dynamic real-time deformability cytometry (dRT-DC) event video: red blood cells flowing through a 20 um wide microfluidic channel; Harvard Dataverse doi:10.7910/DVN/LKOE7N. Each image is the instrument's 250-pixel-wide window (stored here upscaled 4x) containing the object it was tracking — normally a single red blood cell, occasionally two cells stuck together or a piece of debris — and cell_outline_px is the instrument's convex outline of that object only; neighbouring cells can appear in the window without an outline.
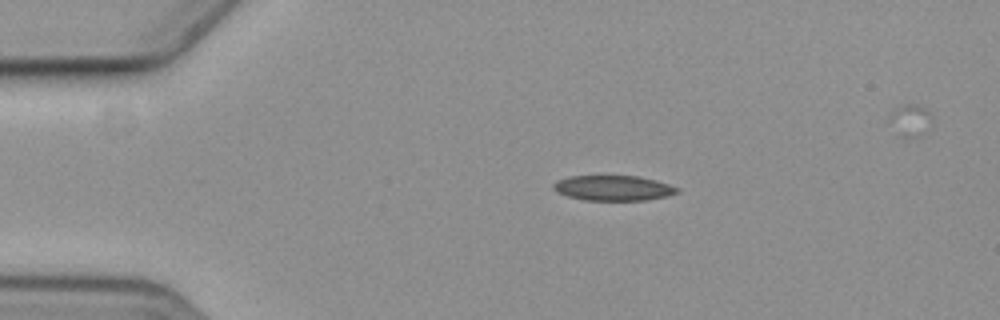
{"species": "common noctule bat (a hibernating species)", "species_latin": "Nyctalus noctula", "temperature_condition": "cold", "stored_images_in_passage": 6, "camera_frame_rate_fps": 3000, "um_per_image_px": 0.085, "animal": {"sex": "female", "body_mass_g": 19.3, "forearm_length_mm": 54.1}, "frame": {"image": 1, "passage_image": 1, "time_ms": 0.0, "image_size_px": [1000, 320], "cell_outline_px": [[680, 192], [664, 196], [644, 200], [584, 200], [568, 196], [556, 192], [552, 188], [552, 184], [556, 180], [568, 176], [636, 176], [668, 184], [680, 188]], "centroid_in_image_um": [52.06, 15.98], "position_along_channel_um": 32.9, "area_um2": 18.03}}
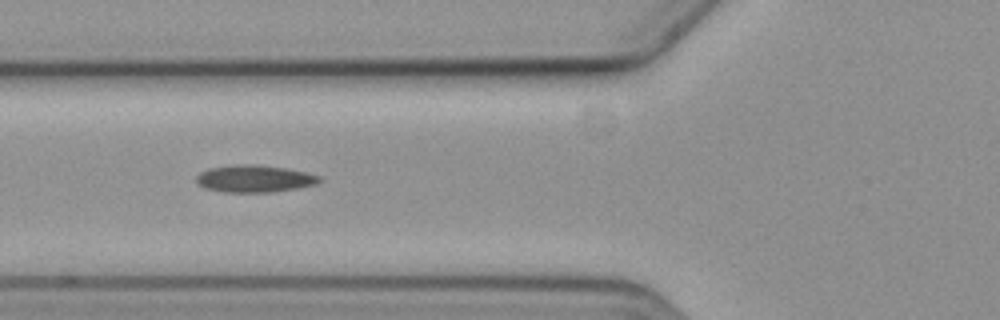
{"frame": {"image": 2, "passage_image": 4, "time_ms": 3.333, "image_size_px": [1000, 320], "cell_outline_px": [[320, 180], [316, 184], [296, 188], [272, 192], [224, 192], [204, 188], [196, 184], [196, 176], [200, 172], [208, 168], [232, 164], [256, 164], [288, 168], [320, 176]], "centroid_in_image_um": [21.56, 15.18], "position_along_channel_um": 104.2, "area_um2": 19.65}}
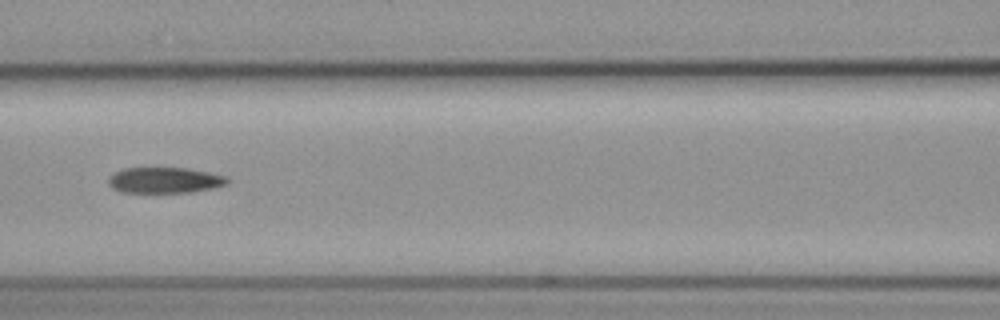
{"frame": {"image": 3, "passage_image": 5, "time_ms": 4.667, "image_size_px": [1000, 320], "cell_outline_px": [[228, 184], [212, 188], [192, 192], [120, 192], [112, 188], [108, 184], [108, 176], [124, 168], [188, 168], [208, 172], [224, 176], [228, 180]], "centroid_in_image_um": [13.96, 15.32], "position_along_channel_um": 152.6, "area_um2": 17.8}}